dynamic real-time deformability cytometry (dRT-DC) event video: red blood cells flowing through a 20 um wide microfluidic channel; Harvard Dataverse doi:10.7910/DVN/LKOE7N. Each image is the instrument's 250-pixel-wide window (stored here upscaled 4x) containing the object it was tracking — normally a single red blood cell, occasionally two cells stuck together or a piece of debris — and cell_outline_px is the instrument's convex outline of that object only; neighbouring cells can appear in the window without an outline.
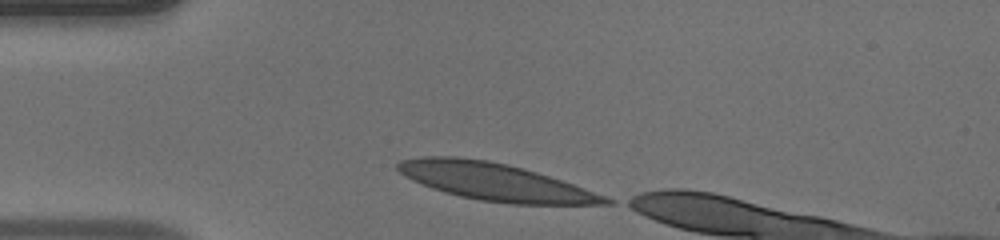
{"species": "human", "species_latin": "Homo sapiens", "temperature_condition": "warm", "stored_images_in_passage": 31, "camera_frame_rate_fps": 3000, "um_per_image_px": 0.085, "donor": {"sex": "male"}, "frame": {"image": 1, "passage_image": 1, "time_ms": 0.0, "image_size_px": [1000, 240], "cell_outline_px": [[616, 204], [512, 204], [480, 200], [460, 196], [444, 192], [432, 188], [412, 180], [400, 172], [396, 168], [396, 164], [400, 160], [424, 156], [456, 156], [488, 160], [508, 164], [536, 172], [572, 184], [616, 200]], "centroid_in_image_um": [42.06, 15.45], "position_along_channel_um": 42.9, "area_um2": 44.85}}
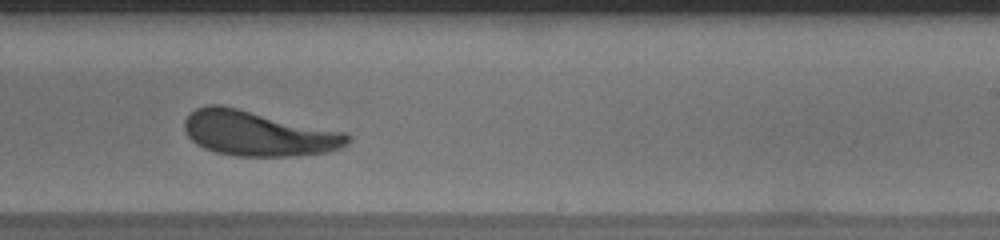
{"frame": {"image": 2, "passage_image": 19, "time_ms": 6.0, "image_size_px": [1000, 240], "cell_outline_px": [[352, 136], [348, 144], [332, 152], [292, 156], [236, 156], [216, 152], [204, 148], [192, 140], [188, 136], [184, 128], [184, 120], [196, 108], [208, 104], [220, 104], [348, 132]], "centroid_in_image_um": [22.0, 11.34], "position_along_channel_um": 267.0, "area_um2": 43.23}}
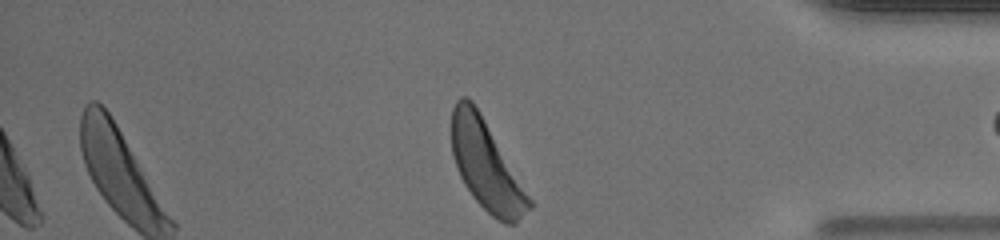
{"frame": {"image": 3, "passage_image": 30, "time_ms": 9.667, "image_size_px": [1000, 240], "cell_outline_px": [[532, 208], [516, 224], [504, 224], [496, 220], [472, 196], [464, 184], [460, 176], [452, 152], [452, 108], [456, 100], [460, 96], [464, 96], [472, 100], [480, 112], [532, 200]], "centroid_in_image_um": [41.34, 14.09], "position_along_channel_um": 393.9, "area_um2": 39.94}}